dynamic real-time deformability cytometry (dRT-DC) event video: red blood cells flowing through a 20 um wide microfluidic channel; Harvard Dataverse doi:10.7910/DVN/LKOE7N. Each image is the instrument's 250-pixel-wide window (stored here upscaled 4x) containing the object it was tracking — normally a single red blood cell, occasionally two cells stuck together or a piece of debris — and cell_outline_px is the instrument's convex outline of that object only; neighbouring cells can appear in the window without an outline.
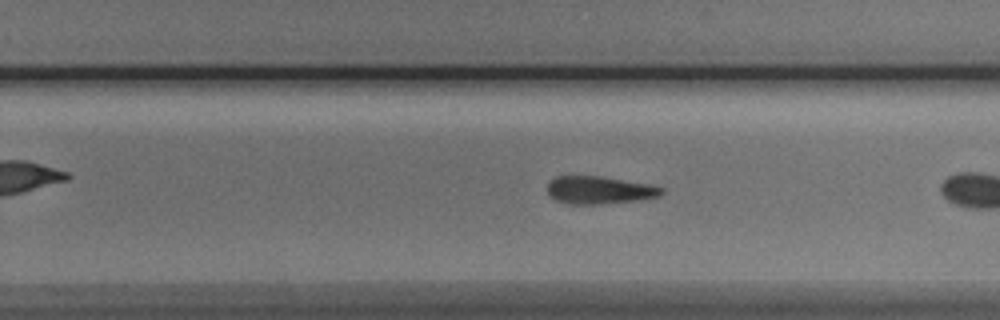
{"species": "Egyptian fruit bat (a non-hibernating species)", "species_latin": "Rousettus aegyptiacus", "temperature_condition": "cold", "stored_images_in_passage": 20, "camera_frame_rate_fps": 3000, "um_per_image_px": 0.085, "animal": {"sex": "male"}, "frame": {"image": 1, "passage_image": 12, "time_ms": 3.667, "image_size_px": [1000, 320], "cell_outline_px": [[664, 192], [660, 196], [640, 200], [600, 204], [568, 204], [556, 200], [548, 196], [548, 184], [556, 176], [600, 176], [652, 184], [664, 188]], "centroid_in_image_um": [50.98, 16.16], "position_along_channel_um": 278.8, "area_um2": 18.61}}
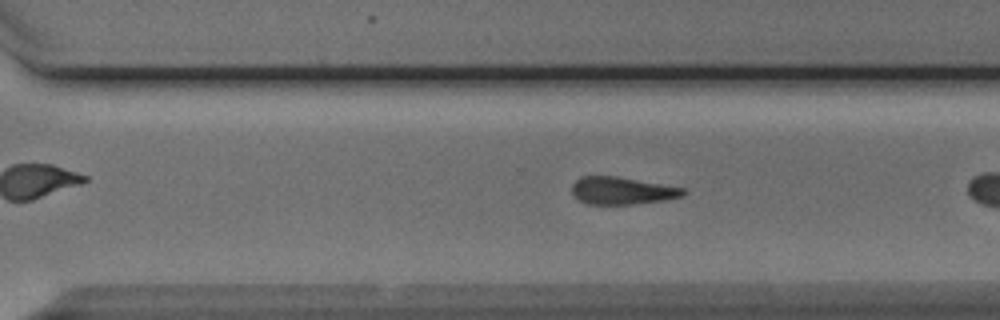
{"frame": {"image": 2, "passage_image": 15, "time_ms": 4.667, "image_size_px": [1000, 320], "cell_outline_px": [[688, 192], [684, 196], [664, 200], [632, 204], [588, 204], [580, 200], [572, 192], [572, 184], [580, 176], [616, 176], [684, 188]], "centroid_in_image_um": [52.89, 16.2], "position_along_channel_um": 317.7, "area_um2": 17.69}}